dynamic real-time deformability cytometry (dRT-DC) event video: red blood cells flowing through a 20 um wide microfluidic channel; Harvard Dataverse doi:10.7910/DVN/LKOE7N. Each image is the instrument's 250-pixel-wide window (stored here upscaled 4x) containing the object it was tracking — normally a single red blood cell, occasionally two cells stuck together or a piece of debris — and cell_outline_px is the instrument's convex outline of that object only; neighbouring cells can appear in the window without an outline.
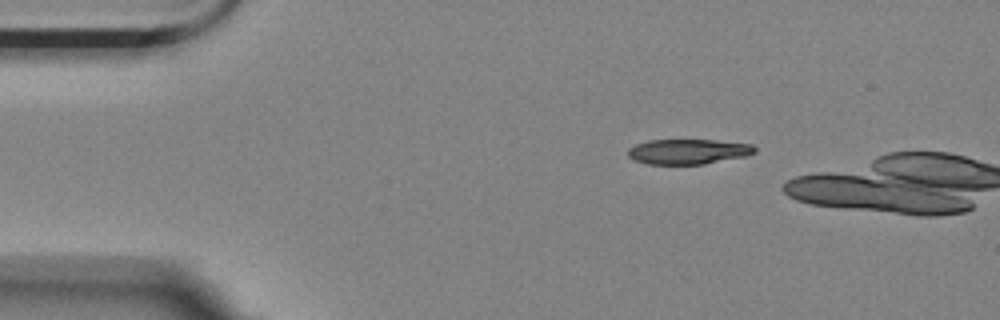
{"species": "Egyptian fruit bat (a non-hibernating species)", "species_latin": "Rousettus aegyptiacus", "temperature_condition": "room temperature", "stored_images_in_passage": 2, "camera_frame_rate_fps": 3000, "um_per_image_px": 0.085, "animal": {"sex": "female"}, "frame": {"image": 1, "passage_image": 1, "time_ms": 0.0, "image_size_px": [1000, 320], "cell_outline_px": [[756, 152], [744, 156], [704, 164], [648, 164], [636, 160], [628, 156], [628, 148], [636, 144], [648, 140], [716, 140], [752, 144], [756, 148]], "centroid_in_image_um": [58.49, 12.88], "position_along_channel_um": 26.5, "area_um2": 18.44}}